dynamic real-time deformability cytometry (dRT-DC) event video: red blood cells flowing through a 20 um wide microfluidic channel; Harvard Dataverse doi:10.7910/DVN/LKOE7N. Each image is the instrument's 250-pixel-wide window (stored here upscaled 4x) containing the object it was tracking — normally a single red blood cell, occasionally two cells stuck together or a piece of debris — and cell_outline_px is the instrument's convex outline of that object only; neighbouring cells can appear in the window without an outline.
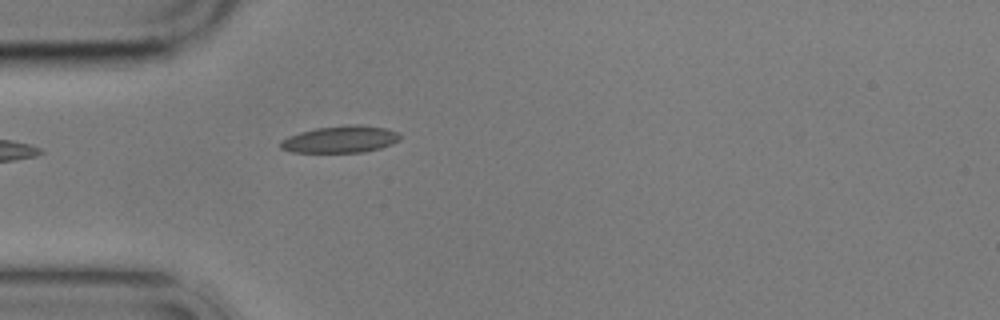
{"species": "common noctule bat (a hibernating species)", "species_latin": "Nyctalus noctula", "temperature_condition": "cold", "stored_images_in_passage": 5, "camera_frame_rate_fps": 3000, "um_per_image_px": 0.085, "animal": {"sex": "male", "body_mass_g": 17.9}, "frame": {"image": 1, "passage_image": 5, "time_ms": 5.0, "image_size_px": [1000, 320], "cell_outline_px": [[400, 140], [392, 144], [380, 148], [364, 152], [292, 152], [280, 148], [280, 140], [288, 136], [300, 132], [316, 128], [348, 124], [356, 124], [388, 128], [400, 132]], "centroid_in_image_um": [28.96, 11.83], "position_along_channel_um": 56.0, "area_um2": 18.96}}